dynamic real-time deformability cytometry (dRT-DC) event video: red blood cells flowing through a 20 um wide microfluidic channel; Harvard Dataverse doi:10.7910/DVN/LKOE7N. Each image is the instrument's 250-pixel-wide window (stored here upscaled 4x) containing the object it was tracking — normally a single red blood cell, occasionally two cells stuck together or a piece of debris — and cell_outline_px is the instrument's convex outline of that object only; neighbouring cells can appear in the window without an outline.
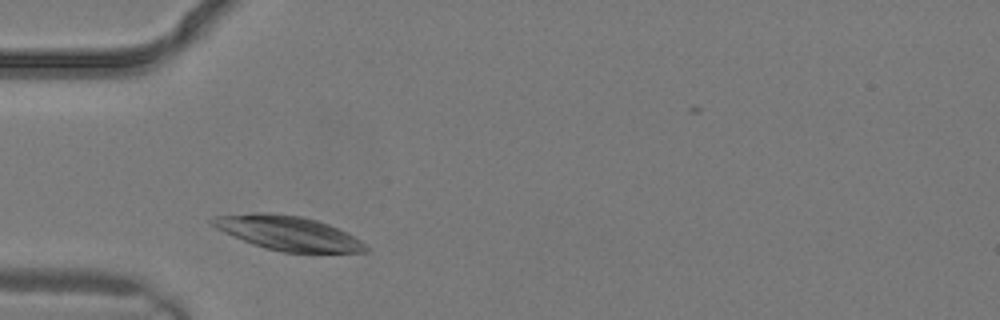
{"species": "common noctule bat (a hibernating species)", "species_latin": "Nyctalus noctula", "temperature_condition": "warm", "stored_images_in_passage": 1, "camera_frame_rate_fps": 3000, "um_per_image_px": 0.085, "animal": {"sex": "male", "body_mass_g": 19.2, "forearm_length_mm": 51.8}, "frame": {"image": 1, "passage_image": 1, "time_ms": 0.0, "image_size_px": [1000, 320], "cell_outline_px": [[368, 252], [284, 252], [268, 248], [244, 240], [224, 232], [216, 228], [208, 220], [212, 216], [256, 212], [268, 212], [300, 216], [316, 220], [328, 224], [348, 232], [360, 240], [368, 248]], "centroid_in_image_um": [24.48, 19.79], "position_along_channel_um": 60.5, "area_um2": 30.35}}